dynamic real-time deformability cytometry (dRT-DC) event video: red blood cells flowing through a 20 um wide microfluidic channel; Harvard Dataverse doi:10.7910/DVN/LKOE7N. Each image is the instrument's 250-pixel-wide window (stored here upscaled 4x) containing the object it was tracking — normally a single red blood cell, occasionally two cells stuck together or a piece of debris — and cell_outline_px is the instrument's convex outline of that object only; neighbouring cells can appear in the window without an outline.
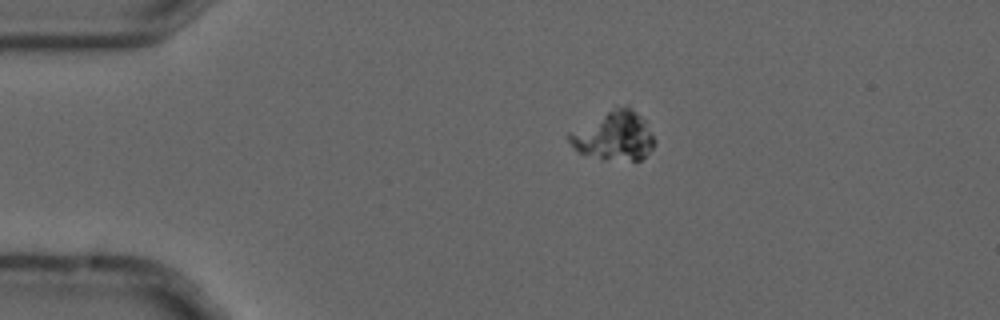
{"species": "common noctule bat (a hibernating species)", "species_latin": "Nyctalus noctula", "temperature_condition": "cold", "stored_images_in_passage": 10, "camera_frame_rate_fps": 3000, "um_per_image_px": 0.085, "animal": {"sex": "male", "forearm_length_mm": 52.5}, "frame": {"image": 1, "passage_image": 4, "time_ms": 1.0, "image_size_px": [1000, 320], "cell_outline_px": [[656, 144], [640, 160], [604, 160], [580, 152], [568, 140], [568, 132], [616, 108], [628, 104], [644, 120], [656, 140]], "centroid_in_image_um": [52.23, 11.57], "position_along_channel_um": 32.8, "area_um2": 23.87}}
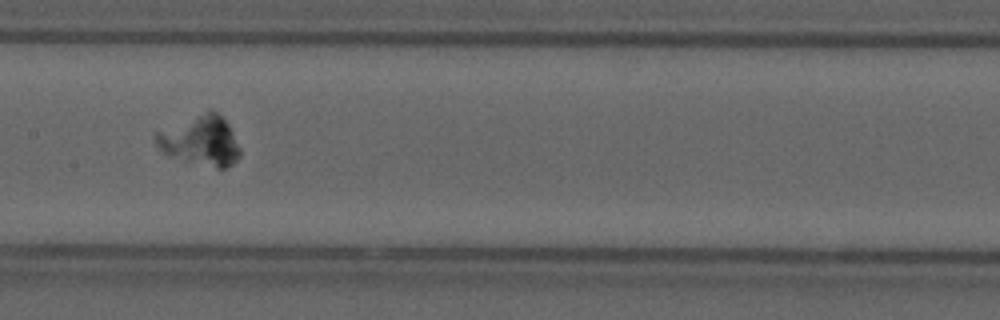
{"frame": {"image": 2, "passage_image": 9, "time_ms": 2.667, "image_size_px": [1000, 320], "cell_outline_px": [[240, 156], [232, 164], [224, 168], [216, 168], [184, 160], [164, 152], [156, 144], [156, 132], [208, 108], [212, 108], [228, 124], [240, 148]], "centroid_in_image_um": [17.07, 11.92], "position_along_channel_um": 190.3, "area_um2": 24.16}}
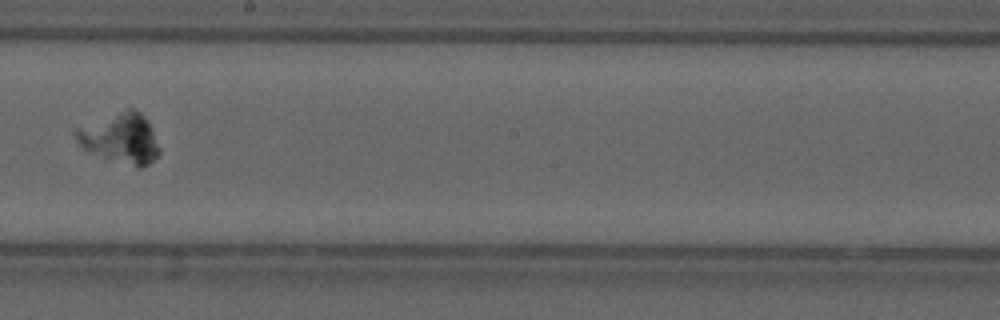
{"frame": {"image": 3, "passage_image": 10, "time_ms": 3.0, "image_size_px": [1000, 320], "cell_outline_px": [[160, 152], [148, 164], [140, 168], [136, 168], [88, 152], [80, 148], [76, 140], [76, 128], [128, 108], [136, 108], [148, 120], [152, 128], [160, 148]], "centroid_in_image_um": [10.25, 11.76], "position_along_channel_um": 237.9, "area_um2": 24.45}}